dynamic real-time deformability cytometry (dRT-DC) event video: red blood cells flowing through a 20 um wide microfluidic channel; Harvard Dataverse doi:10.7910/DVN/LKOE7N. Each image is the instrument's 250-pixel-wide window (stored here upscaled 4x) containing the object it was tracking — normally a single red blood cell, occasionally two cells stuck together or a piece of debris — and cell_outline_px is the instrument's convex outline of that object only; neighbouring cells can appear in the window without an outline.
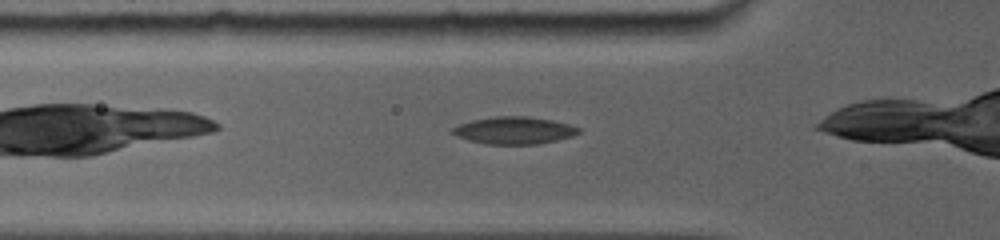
{"species": "common noctule bat (a hibernating species)", "species_latin": "Nyctalus noctula", "temperature_condition": "room temperature", "stored_images_in_passage": 22, "camera_frame_rate_fps": 5000, "um_per_image_px": 0.085, "animal": {"sex": "female", "body_mass_g": 19.0, "forearm_length_mm": 56.7}, "frame": {"image": 1, "passage_image": 3, "time_ms": 1.0, "image_size_px": [1000, 240], "cell_outline_px": [[580, 132], [572, 136], [540, 144], [484, 144], [468, 140], [456, 136], [448, 132], [452, 128], [460, 124], [472, 120], [496, 116], [528, 116], [552, 120], [568, 124], [580, 128]], "centroid_in_image_um": [43.67, 11.09], "position_along_channel_um": 82.1, "area_um2": 20.11}}
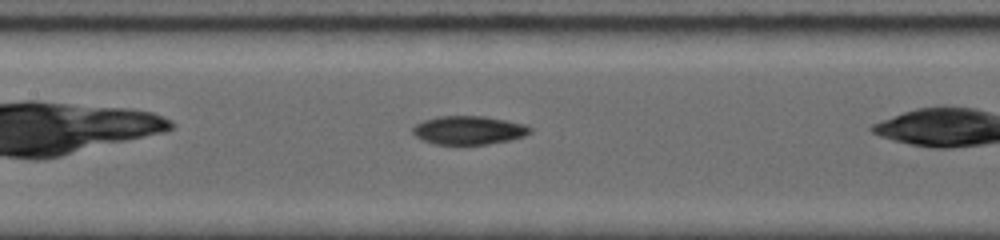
{"frame": {"image": 2, "passage_image": 8, "time_ms": 3.2, "image_size_px": [1000, 240], "cell_outline_px": [[532, 132], [524, 136], [512, 140], [488, 144], [436, 144], [420, 140], [412, 132], [412, 128], [416, 124], [424, 120], [436, 116], [484, 116], [524, 124], [532, 128]], "centroid_in_image_um": [39.84, 11.07], "position_along_channel_um": 167.6, "area_um2": 19.59}}
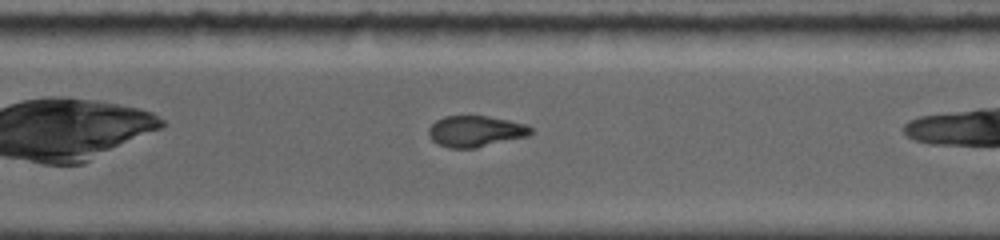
{"frame": {"image": 3, "passage_image": 16, "time_ms": 7.4, "image_size_px": [1000, 240], "cell_outline_px": [[532, 132], [528, 136], [476, 148], [448, 148], [432, 140], [428, 132], [428, 128], [436, 120], [444, 116], [488, 116], [528, 124], [532, 128]], "centroid_in_image_um": [40.44, 11.15], "position_along_channel_um": 330.2, "area_um2": 18.55}, "authors_computed_cell_mechanics": {"area_um2": 19.7098, "velocity_mm_per_s": 3.8737, "shape_relaxation_time_tau1_ms": null, "shape_relaxation_time_tau2_ms": 4.9335, "deformation_change_tau1": null, "deformation_change_tau2": 0.0953}}